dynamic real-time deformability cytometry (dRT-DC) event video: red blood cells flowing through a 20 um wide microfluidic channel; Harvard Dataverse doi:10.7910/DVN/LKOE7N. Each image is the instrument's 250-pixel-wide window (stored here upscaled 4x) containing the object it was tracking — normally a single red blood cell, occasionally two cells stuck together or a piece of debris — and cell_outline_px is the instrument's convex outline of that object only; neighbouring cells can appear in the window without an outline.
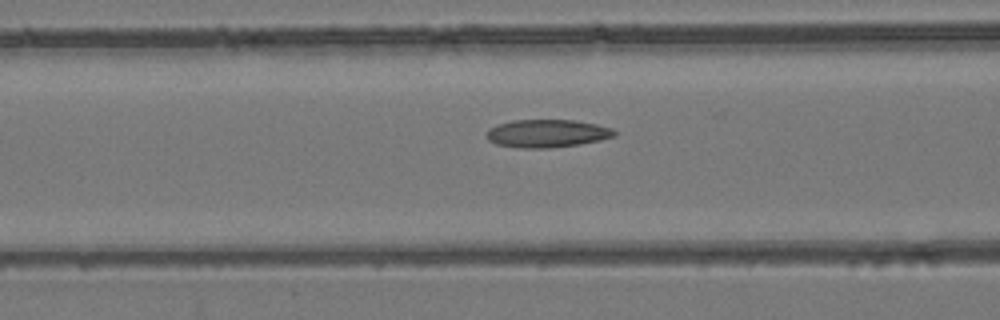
{"species": "common noctule bat (a hibernating species)", "species_latin": "Nyctalus noctula", "temperature_condition": "room temperature", "stored_images_in_passage": 54, "camera_frame_rate_fps": 3000, "um_per_image_px": 0.085, "animal": {"sex": "female", "body_mass_g": 24.6, "forearm_length_mm": 56.2}, "frame": {"image": 1, "passage_image": 22, "time_ms": 7.0, "image_size_px": [1000, 320], "cell_outline_px": [[616, 136], [600, 140], [580, 144], [548, 148], [520, 148], [496, 144], [488, 140], [488, 128], [496, 124], [512, 120], [576, 120], [596, 124], [612, 128], [616, 132]], "centroid_in_image_um": [46.5, 11.34], "position_along_channel_um": 120.1, "area_um2": 20.87}}
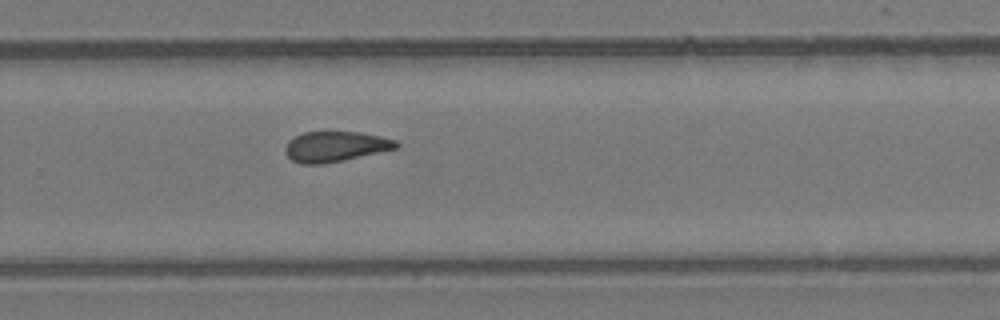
{"frame": {"image": 2, "passage_image": 36, "time_ms": 11.667, "image_size_px": [1000, 320], "cell_outline_px": [[400, 144], [396, 148], [344, 160], [324, 164], [300, 164], [292, 160], [288, 156], [284, 148], [296, 136], [304, 132], [360, 132], [380, 136], [396, 140]], "centroid_in_image_um": [28.52, 12.46], "position_along_channel_um": 301.3, "area_um2": 19.36}}
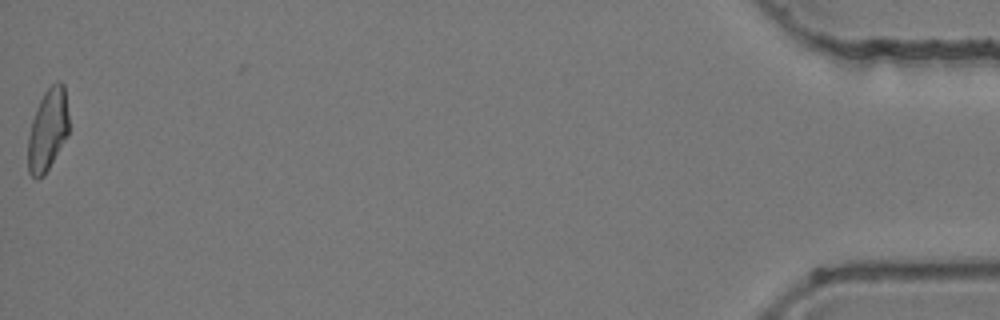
{"frame": {"image": 3, "passage_image": 54, "time_ms": 17.667, "image_size_px": [1000, 320], "cell_outline_px": [[68, 136], [44, 176], [36, 180], [28, 172], [28, 136], [32, 120], [36, 108], [44, 92], [56, 80], [60, 80], [64, 84], [68, 116]], "centroid_in_image_um": [4.06, 11.05], "position_along_channel_um": 431.1, "area_um2": 19.71}, "authors_computed_cell_mechanics": {"area_um2": 20.4612, "velocity_mm_per_s": 3.8856, "shape_relaxation_time_tau1_ms": null, "shape_relaxation_time_tau2_ms": 4.4177, "deformation_change_tau1": null, "deformation_change_tau2": 0.1153}}